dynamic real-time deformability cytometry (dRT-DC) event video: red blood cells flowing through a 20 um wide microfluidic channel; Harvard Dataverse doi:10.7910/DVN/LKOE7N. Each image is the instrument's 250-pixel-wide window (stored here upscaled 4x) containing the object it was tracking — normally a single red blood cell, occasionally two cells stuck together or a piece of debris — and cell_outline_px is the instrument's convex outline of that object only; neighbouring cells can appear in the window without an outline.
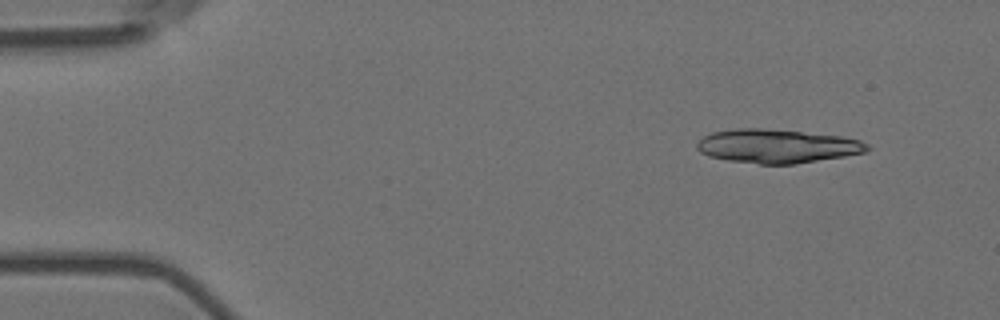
{"species": "Egyptian fruit bat (a non-hibernating species)", "species_latin": "Rousettus aegyptiacus", "temperature_condition": "room temperature", "stored_images_in_passage": 5, "camera_frame_rate_fps": 3000, "um_per_image_px": 0.085, "animal": {"sex": "female"}, "frame": {"image": 1, "passage_image": 2, "time_ms": 0.333, "image_size_px": [1000, 320], "cell_outline_px": [[872, 148], [868, 152], [796, 164], [760, 164], [728, 160], [708, 156], [700, 152], [696, 148], [696, 144], [704, 136], [712, 132], [736, 128], [760, 128], [840, 136], [860, 140], [868, 144]], "centroid_in_image_um": [66.06, 12.43], "position_along_channel_um": 18.9, "area_um2": 33.47}}